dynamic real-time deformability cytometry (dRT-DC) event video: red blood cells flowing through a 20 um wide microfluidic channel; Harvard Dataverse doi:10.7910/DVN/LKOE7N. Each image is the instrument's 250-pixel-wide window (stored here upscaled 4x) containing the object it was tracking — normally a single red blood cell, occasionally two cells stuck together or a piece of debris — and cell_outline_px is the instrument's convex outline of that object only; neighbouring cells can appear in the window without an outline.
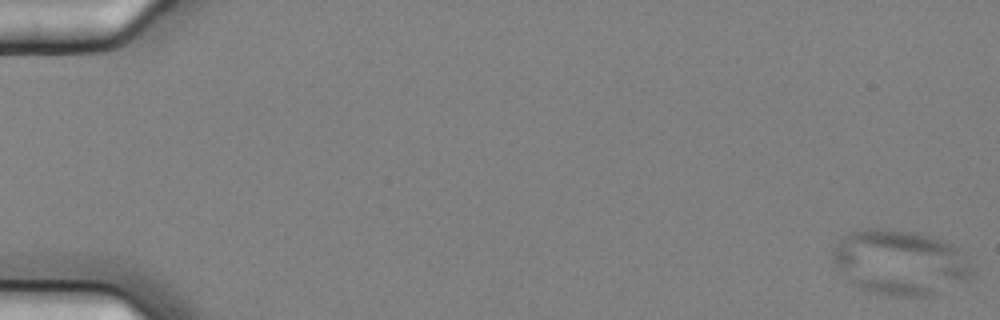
{"species": "common noctule bat (a hibernating species)", "species_latin": "Nyctalus noctula", "temperature_condition": "cold", "stored_images_in_passage": 5, "camera_frame_rate_fps": 3000, "um_per_image_px": 0.085, "animal": {"sex": "female", "body_mass_g": 25.1}, "frame": {"image": 1, "passage_image": 1, "time_ms": 0.0, "image_size_px": [1000, 320], "cell_outline_px": [[976, 276], [924, 296], [888, 296], [860, 288], [832, 260], [832, 248], [844, 236], [852, 232], [868, 228], [888, 228], [912, 232], [928, 236], [940, 240], [956, 248], [976, 268]], "centroid_in_image_um": [76.53, 22.29], "position_along_channel_um": 8.5, "area_um2": 51.85}}
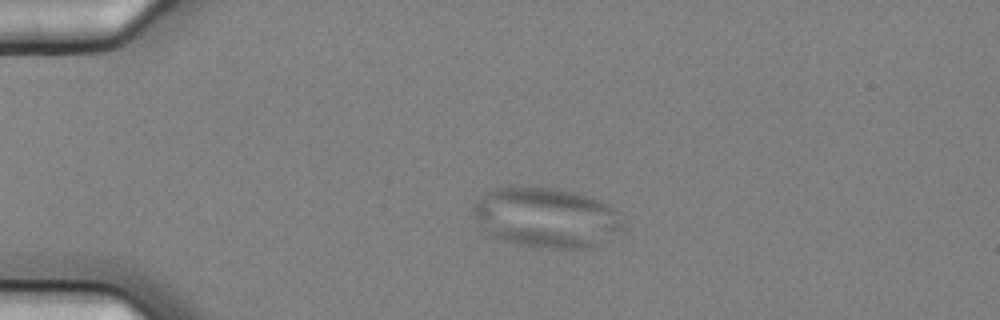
{"frame": {"image": 2, "passage_image": 4, "time_ms": 1.0, "image_size_px": [1000, 320], "cell_outline_px": [[624, 228], [592, 248], [540, 248], [520, 244], [504, 240], [492, 236], [480, 224], [472, 212], [472, 204], [480, 196], [496, 188], [556, 188], [576, 192], [600, 200], [616, 208]], "centroid_in_image_um": [46.46, 18.49], "position_along_channel_um": 38.5, "area_um2": 52.02}}